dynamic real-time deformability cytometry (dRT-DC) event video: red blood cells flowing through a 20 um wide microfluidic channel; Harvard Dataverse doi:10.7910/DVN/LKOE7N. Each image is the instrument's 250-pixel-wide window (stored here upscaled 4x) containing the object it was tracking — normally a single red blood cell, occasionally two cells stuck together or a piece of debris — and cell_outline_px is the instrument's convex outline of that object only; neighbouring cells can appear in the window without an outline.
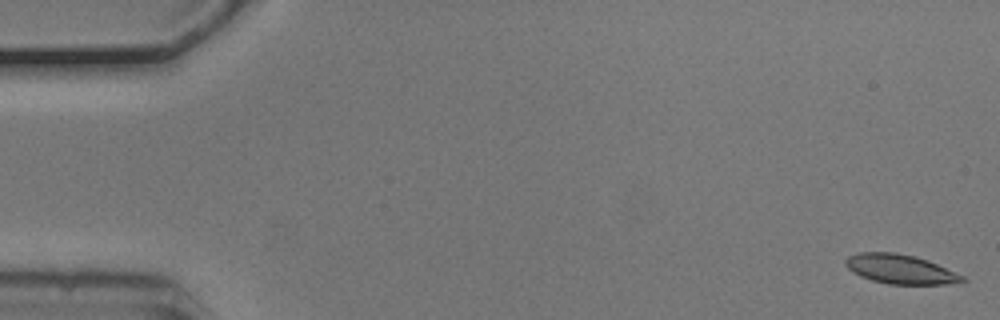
{"species": "common noctule bat (a hibernating species)", "species_latin": "Nyctalus noctula", "temperature_condition": "cold", "stored_images_in_passage": 49, "camera_frame_rate_fps": 3000, "um_per_image_px": 0.085, "animal": {"sex": "male", "body_mass_g": 20.5, "forearm_length_mm": 52.5}, "frame": {"image": 1, "passage_image": 1, "time_ms": 0.0, "image_size_px": [1000, 320], "cell_outline_px": [[968, 280], [944, 284], [888, 284], [872, 280], [860, 276], [852, 272], [844, 264], [844, 260], [848, 256], [860, 252], [896, 252], [916, 256], [936, 264], [964, 276]], "centroid_in_image_um": [76.47, 22.87], "position_along_channel_um": 8.5, "area_um2": 19.88}}
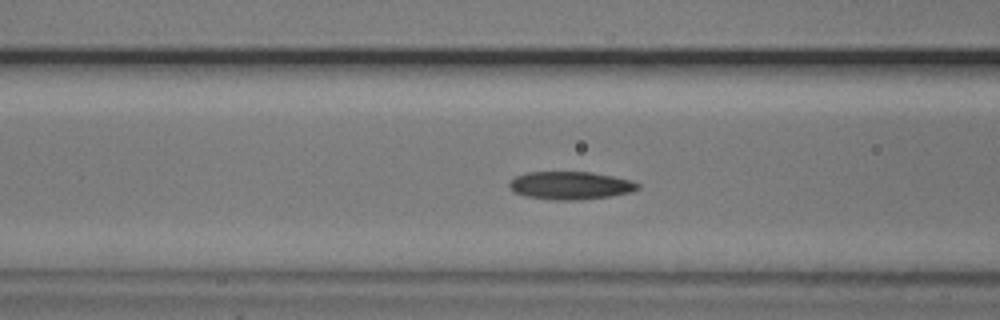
{"frame": {"image": 2, "passage_image": 21, "time_ms": 6.667, "image_size_px": [1000, 320], "cell_outline_px": [[640, 188], [632, 192], [612, 196], [580, 200], [556, 200], [528, 196], [512, 192], [508, 188], [508, 184], [516, 176], [528, 172], [592, 172], [632, 180], [640, 184]], "centroid_in_image_um": [48.51, 15.77], "position_along_channel_um": 118.1, "area_um2": 21.04}}
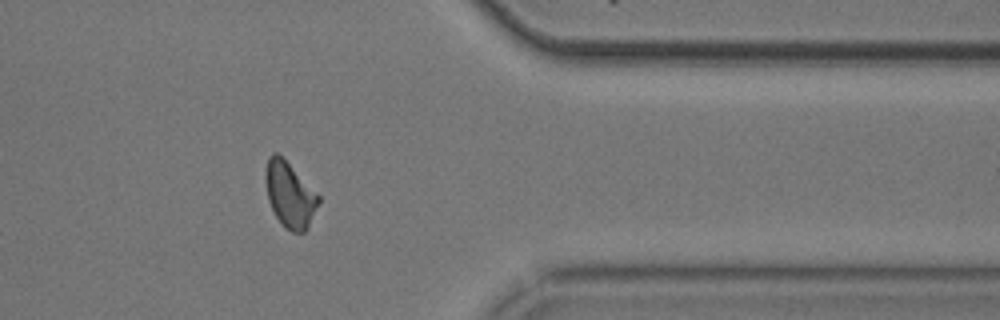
{"frame": {"image": 3, "passage_image": 44, "time_ms": 14.333, "image_size_px": [1000, 320], "cell_outline_px": [[320, 200], [308, 228], [304, 232], [292, 232], [276, 216], [268, 200], [264, 180], [264, 172], [268, 156], [272, 152], [276, 152], [320, 196]], "centroid_in_image_um": [24.6, 16.54], "position_along_channel_um": 386.8, "area_um2": 19.83}}